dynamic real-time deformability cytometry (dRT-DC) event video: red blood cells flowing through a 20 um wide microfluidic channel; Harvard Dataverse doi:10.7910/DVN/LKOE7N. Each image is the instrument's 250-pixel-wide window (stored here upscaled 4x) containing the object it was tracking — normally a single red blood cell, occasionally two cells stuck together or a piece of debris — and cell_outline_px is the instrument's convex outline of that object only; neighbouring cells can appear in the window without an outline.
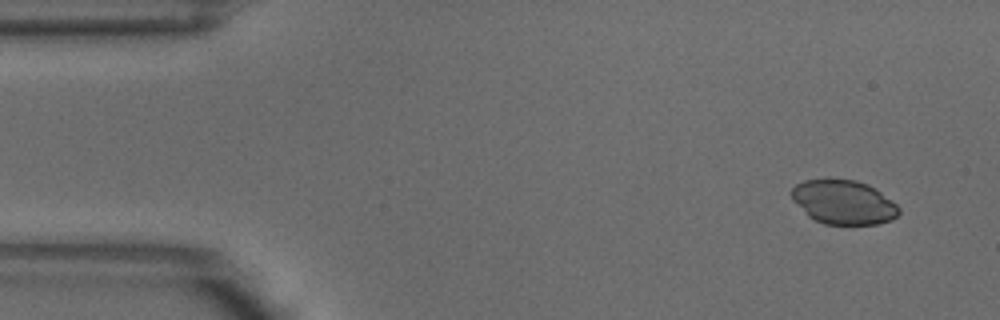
{"species": "common noctule bat (a hibernating species)", "species_latin": "Nyctalus noctula", "temperature_condition": "warm", "stored_images_in_passage": 4, "camera_frame_rate_fps": 3000, "um_per_image_px": 0.085, "animal": {"sex": "male", "body_mass_g": 18.8}, "frame": {"image": 1, "passage_image": 1, "time_ms": 0.0, "image_size_px": [1000, 320], "cell_outline_px": [[900, 212], [892, 220], [876, 224], [824, 224], [808, 216], [792, 200], [792, 188], [796, 184], [804, 180], [856, 180], [868, 184], [880, 192], [896, 204], [900, 208]], "centroid_in_image_um": [71.7, 17.2], "position_along_channel_um": 13.3, "area_um2": 27.34}}